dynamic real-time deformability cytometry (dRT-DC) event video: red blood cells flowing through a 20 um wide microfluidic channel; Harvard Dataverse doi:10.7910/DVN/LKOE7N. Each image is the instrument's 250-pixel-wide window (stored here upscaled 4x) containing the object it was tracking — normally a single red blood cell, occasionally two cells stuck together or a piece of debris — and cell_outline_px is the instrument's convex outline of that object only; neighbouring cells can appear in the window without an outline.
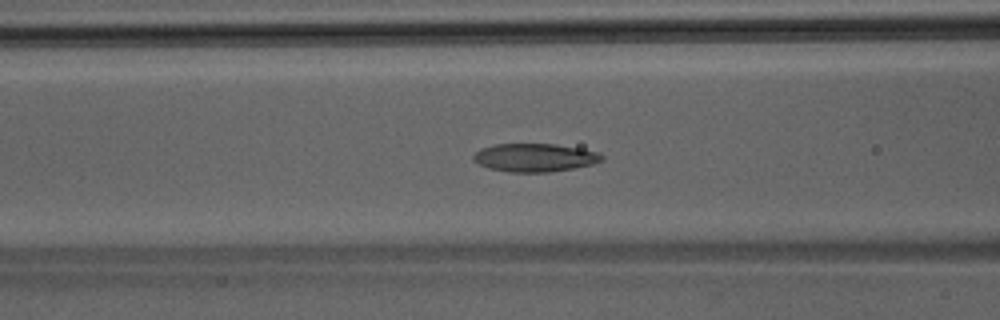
{"species": "Egyptian fruit bat (a non-hibernating species)", "species_latin": "Rousettus aegyptiacus", "temperature_condition": "room temperature", "stored_images_in_passage": 46, "segment_of_instrument_passage": [1, 2], "camera_frame_rate_fps": 3000, "um_per_image_px": 0.085, "animal": {"sex": "male"}, "frame": {"image": 1, "passage_image": 18, "time_ms": 5.667, "image_size_px": [1000, 320], "cell_outline_px": [[604, 160], [592, 164], [572, 168], [548, 172], [508, 172], [488, 168], [472, 160], [472, 156], [480, 148], [492, 144], [556, 144], [580, 148], [600, 152], [604, 156]], "centroid_in_image_um": [45.45, 13.39], "position_along_channel_um": 121.2, "area_um2": 21.27}}
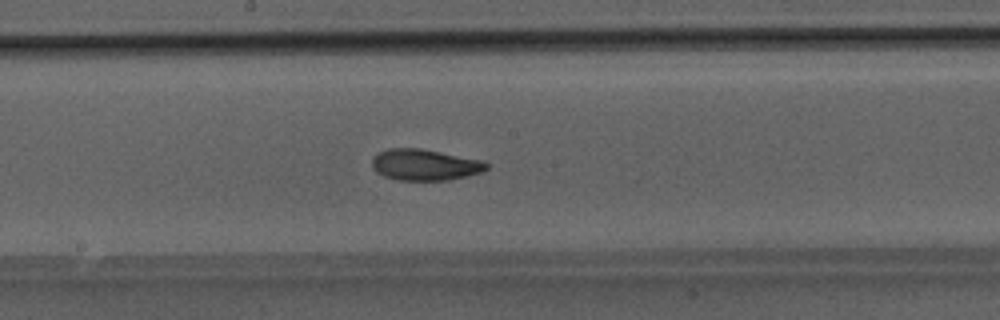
{"frame": {"image": 2, "passage_image": 24, "time_ms": 7.667, "image_size_px": [1000, 320], "cell_outline_px": [[488, 168], [480, 172], [468, 176], [448, 180], [400, 180], [384, 176], [376, 172], [372, 168], [372, 160], [380, 152], [388, 148], [420, 148], [484, 160], [488, 164]], "centroid_in_image_um": [36.13, 14.0], "position_along_channel_um": 212.1, "area_um2": 20.81}}
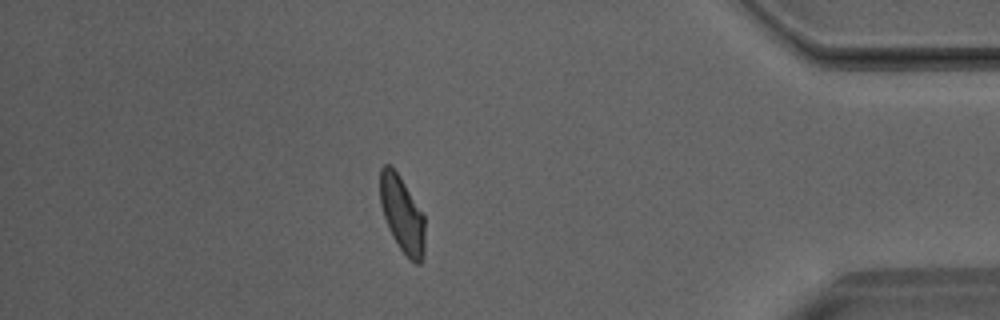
{"frame": {"image": 3, "passage_image": 39, "time_ms": 12.667, "image_size_px": [1000, 320], "cell_outline_px": [[424, 256], [420, 264], [416, 264], [408, 260], [392, 236], [388, 228], [380, 204], [380, 168], [384, 164], [392, 164], [400, 176], [424, 216]], "centroid_in_image_um": [34.17, 18.22], "position_along_channel_um": 401.0, "area_um2": 20.06}}